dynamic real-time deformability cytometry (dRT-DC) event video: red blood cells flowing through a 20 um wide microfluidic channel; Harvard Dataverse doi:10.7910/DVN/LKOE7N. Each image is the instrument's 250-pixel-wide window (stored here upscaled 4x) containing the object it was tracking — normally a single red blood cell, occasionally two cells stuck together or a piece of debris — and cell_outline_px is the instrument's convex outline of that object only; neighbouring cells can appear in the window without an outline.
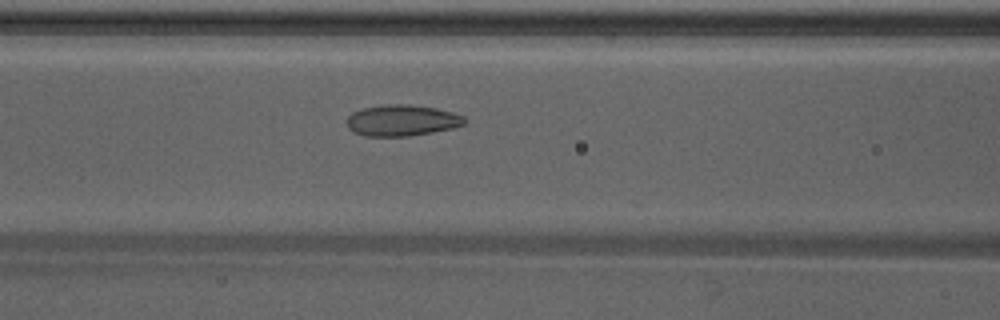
{"species": "Egyptian fruit bat (a non-hibernating species)", "species_latin": "Rousettus aegyptiacus", "temperature_condition": "warm", "stored_images_in_passage": 38, "camera_frame_rate_fps": 3000, "um_per_image_px": 0.085, "animal": {"sex": "male"}, "frame": {"image": 1, "passage_image": 12, "time_ms": 3.667, "image_size_px": [1000, 320], "cell_outline_px": [[464, 124], [452, 128], [432, 132], [408, 136], [364, 136], [352, 132], [348, 128], [348, 116], [352, 112], [364, 108], [388, 104], [408, 104], [436, 108], [452, 112], [464, 116]], "centroid_in_image_um": [34.14, 10.24], "position_along_channel_um": 132.5, "area_um2": 21.27}}
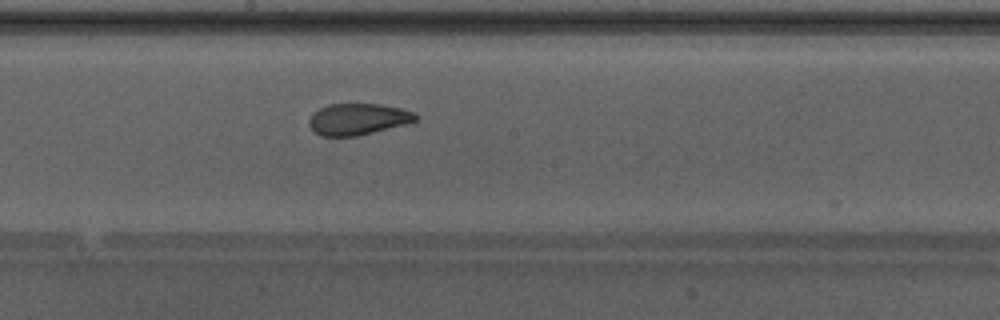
{"frame": {"image": 2, "passage_image": 18, "time_ms": 5.667, "image_size_px": [1000, 320], "cell_outline_px": [[416, 120], [404, 124], [356, 136], [320, 136], [308, 124], [308, 120], [312, 112], [328, 104], [380, 104], [400, 108], [416, 112]], "centroid_in_image_um": [30.38, 10.12], "position_along_channel_um": 217.8, "area_um2": 19.36}}
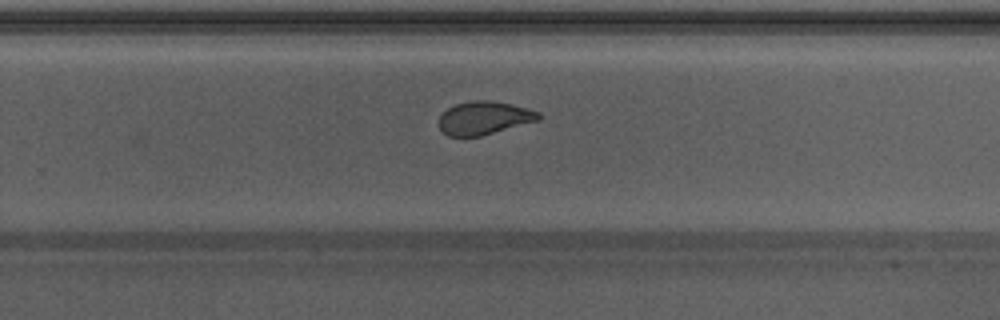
{"frame": {"image": 3, "passage_image": 23, "time_ms": 7.333, "image_size_px": [1000, 320], "cell_outline_px": [[540, 120], [480, 136], [448, 136], [440, 128], [440, 116], [448, 108], [456, 104], [472, 100], [488, 100], [512, 104], [528, 108], [540, 112]], "centroid_in_image_um": [41.18, 10.02], "position_along_channel_um": 288.6, "area_um2": 19.13}, "authors_computed_cell_mechanics": {"area_um2": 20.8947, "velocity_mm_per_s": 4.2652, "shape_relaxation_time_tau1_ms": 8.6671, "shape_relaxation_time_tau2_ms": 1.2092, "deformation_change_tau1": 0.2356, "deformation_change_tau2": 0.0691}}